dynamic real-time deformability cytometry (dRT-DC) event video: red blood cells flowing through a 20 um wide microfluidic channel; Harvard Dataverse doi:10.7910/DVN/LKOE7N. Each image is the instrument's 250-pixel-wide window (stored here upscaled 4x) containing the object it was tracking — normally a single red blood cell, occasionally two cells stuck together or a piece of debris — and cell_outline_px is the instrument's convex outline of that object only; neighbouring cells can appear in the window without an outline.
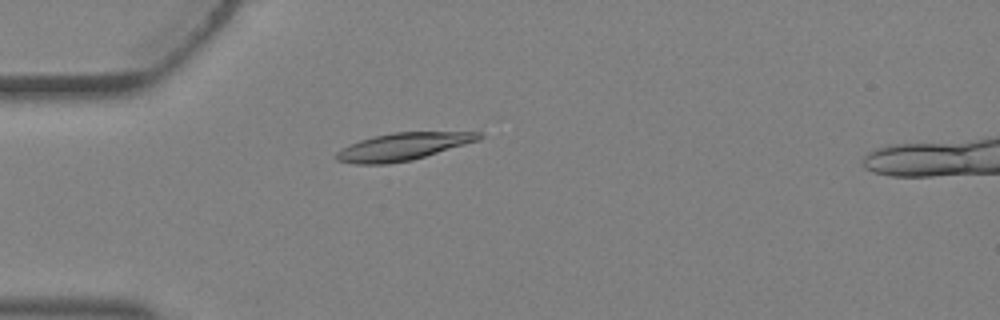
{"species": "Egyptian fruit bat (a non-hibernating species)", "species_latin": "Rousettus aegyptiacus", "temperature_condition": "warm", "stored_images_in_passage": 1, "camera_frame_rate_fps": 3000, "um_per_image_px": 0.085, "animal": {"sex": "female"}, "frame": {"image": 1, "passage_image": 1, "time_ms": 0.0, "image_size_px": [1000, 320], "cell_outline_px": [[484, 136], [480, 140], [412, 160], [388, 164], [356, 164], [336, 160], [336, 152], [360, 140], [392, 132], [480, 132]], "centroid_in_image_um": [34.29, 12.46], "position_along_channel_um": 50.7, "area_um2": 22.54}}